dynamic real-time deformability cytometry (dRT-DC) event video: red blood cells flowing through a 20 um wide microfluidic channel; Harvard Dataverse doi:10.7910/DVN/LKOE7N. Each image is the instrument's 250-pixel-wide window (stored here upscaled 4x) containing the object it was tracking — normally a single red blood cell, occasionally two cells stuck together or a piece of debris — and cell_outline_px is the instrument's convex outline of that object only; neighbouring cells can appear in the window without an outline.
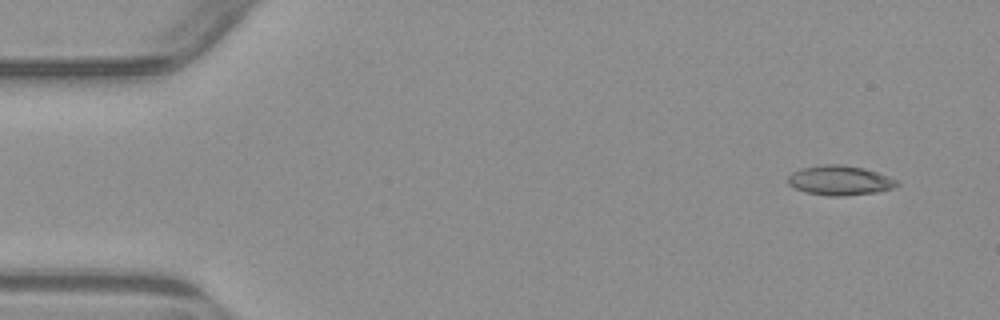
{"species": "common noctule bat (a hibernating species)", "species_latin": "Nyctalus noctula", "temperature_condition": "warm", "stored_images_in_passage": 7, "camera_frame_rate_fps": 3000, "um_per_image_px": 0.085, "animal": {"sex": "male", "body_mass_g": 23.1, "forearm_length_mm": 52.7}, "frame": {"image": 1, "passage_image": 1, "time_ms": 0.0, "image_size_px": [1000, 320], "cell_outline_px": [[900, 184], [892, 188], [876, 192], [844, 196], [828, 196], [804, 192], [788, 184], [788, 176], [792, 172], [800, 168], [824, 164], [840, 164], [864, 168], [900, 180]], "centroid_in_image_um": [71.39, 15.33], "position_along_channel_um": 13.6, "area_um2": 18.96}}
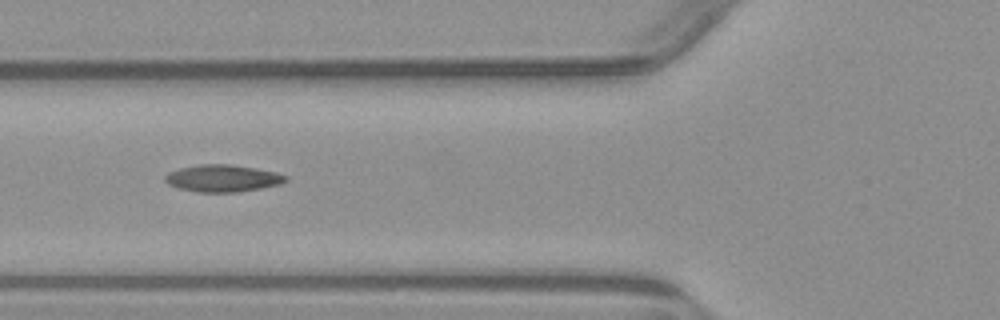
{"frame": {"image": 2, "passage_image": 5, "time_ms": 5.333, "image_size_px": [1000, 320], "cell_outline_px": [[288, 180], [280, 184], [260, 188], [236, 192], [200, 192], [180, 188], [168, 184], [164, 180], [164, 176], [168, 172], [180, 168], [200, 164], [232, 164], [256, 168], [276, 172], [288, 176]], "centroid_in_image_um": [18.93, 15.14], "position_along_channel_um": 106.9, "area_um2": 19.02}}
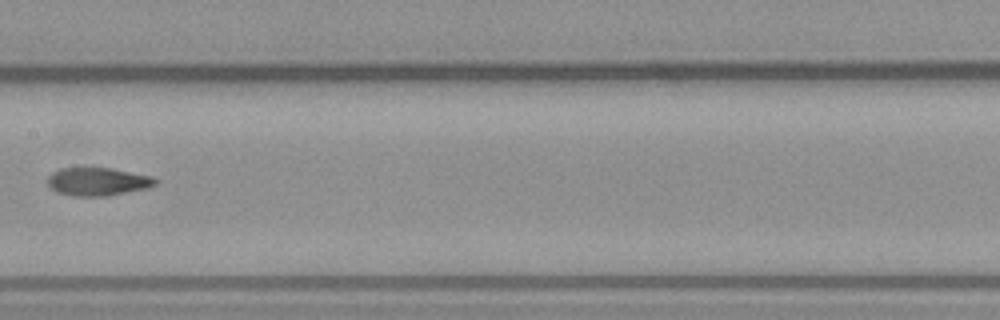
{"frame": {"image": 3, "passage_image": 7, "time_ms": 7.667, "image_size_px": [1000, 320], "cell_outline_px": [[160, 180], [156, 184], [148, 188], [108, 196], [72, 196], [56, 192], [48, 184], [48, 176], [52, 172], [60, 168], [112, 168], [152, 176]], "centroid_in_image_um": [8.33, 15.44], "position_along_channel_um": 199.1, "area_um2": 17.8}}